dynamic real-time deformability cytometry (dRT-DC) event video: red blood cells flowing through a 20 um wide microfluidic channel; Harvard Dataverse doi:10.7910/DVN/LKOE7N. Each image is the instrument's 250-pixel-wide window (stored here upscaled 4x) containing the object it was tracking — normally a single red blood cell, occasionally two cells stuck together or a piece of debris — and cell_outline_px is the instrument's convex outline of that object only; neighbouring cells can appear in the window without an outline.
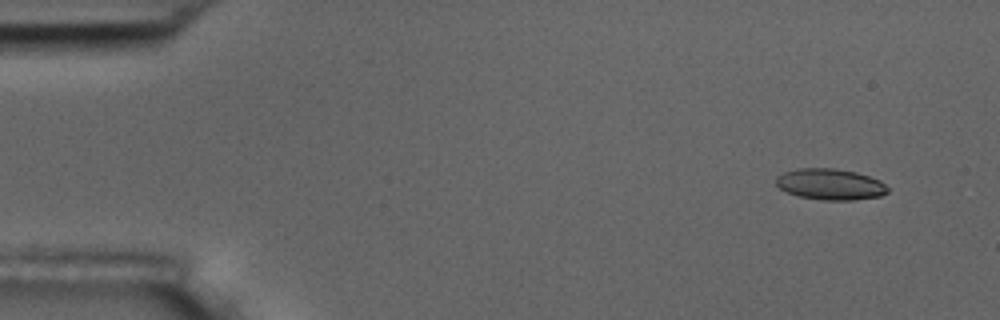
{"species": "common noctule bat (a hibernating species)", "species_latin": "Nyctalus noctula", "temperature_condition": "room temperature", "stored_images_in_passage": 10, "camera_frame_rate_fps": 3000, "um_per_image_px": 0.085, "animal": {"sex": "male", "body_mass_g": 17.5, "forearm_length_mm": 52.3}, "frame": {"image": 1, "passage_image": 1, "time_ms": 0.0, "image_size_px": [1000, 320], "cell_outline_px": [[888, 192], [880, 196], [852, 200], [824, 200], [800, 196], [788, 192], [780, 188], [776, 184], [776, 176], [784, 172], [796, 168], [832, 168], [856, 172], [880, 180], [888, 188]], "centroid_in_image_um": [70.57, 15.65], "position_along_channel_um": 14.4, "area_um2": 20.11}}
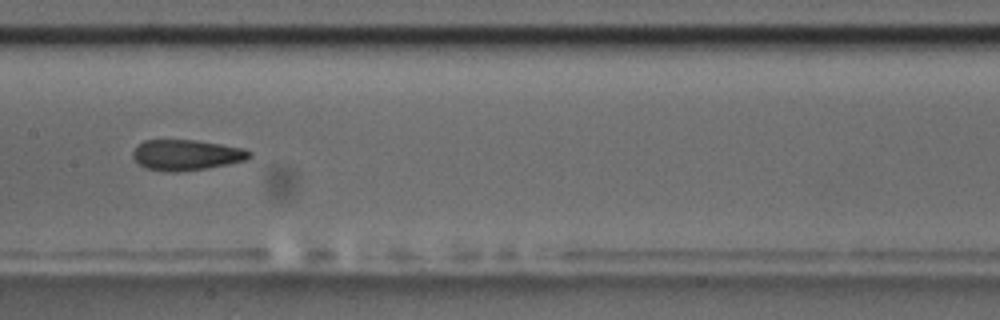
{"frame": {"image": 2, "passage_image": 8, "time_ms": 8.0, "image_size_px": [1000, 320], "cell_outline_px": [[252, 156], [248, 160], [228, 164], [204, 168], [176, 172], [172, 172], [148, 168], [140, 164], [132, 156], [132, 152], [136, 144], [144, 140], [196, 140], [244, 148], [252, 152]], "centroid_in_image_um": [15.86, 13.15], "position_along_channel_um": 191.5, "area_um2": 20.75}}
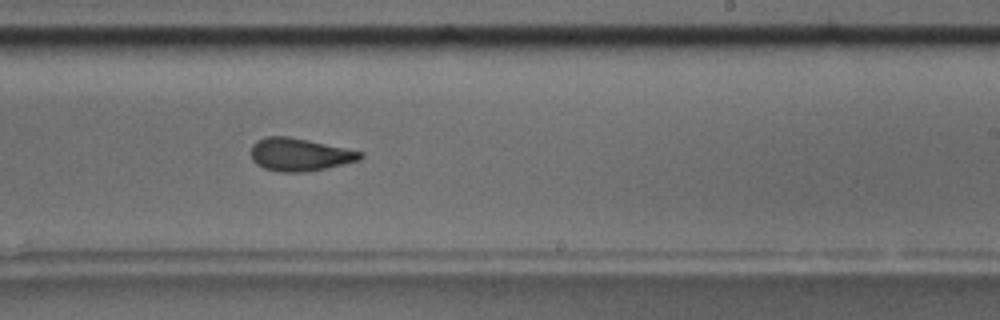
{"frame": {"image": 3, "passage_image": 10, "time_ms": 10.0, "image_size_px": [1000, 320], "cell_outline_px": [[364, 156], [360, 160], [344, 164], [324, 168], [300, 172], [280, 172], [264, 168], [256, 164], [252, 160], [252, 144], [256, 140], [264, 136], [288, 136], [308, 140], [364, 152]], "centroid_in_image_um": [25.46, 13.13], "position_along_channel_um": 263.5, "area_um2": 20.87}}